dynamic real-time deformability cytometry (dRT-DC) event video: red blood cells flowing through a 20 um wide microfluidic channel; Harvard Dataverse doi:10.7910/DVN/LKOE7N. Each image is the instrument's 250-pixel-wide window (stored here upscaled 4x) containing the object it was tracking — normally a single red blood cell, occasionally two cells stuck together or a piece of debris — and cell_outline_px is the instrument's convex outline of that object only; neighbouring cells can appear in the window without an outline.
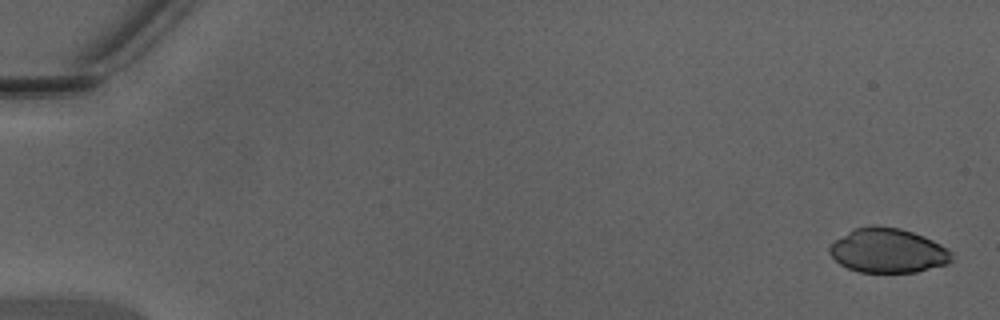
{"species": "Egyptian fruit bat (a non-hibernating species)", "species_latin": "Rousettus aegyptiacus", "temperature_condition": "warm", "stored_images_in_passage": 47, "camera_frame_rate_fps": 3000, "um_per_image_px": 0.085, "animal": {"sex": "male"}, "frame": {"image": 1, "passage_image": 1, "time_ms": 0.0, "image_size_px": [1000, 320], "cell_outline_px": [[952, 260], [948, 264], [916, 272], [860, 272], [848, 268], [840, 264], [828, 252], [828, 248], [832, 240], [852, 228], [868, 224], [876, 224], [900, 228], [924, 236], [948, 248], [952, 252]], "centroid_in_image_um": [75.43, 21.27], "position_along_channel_um": 9.6, "area_um2": 32.19}}